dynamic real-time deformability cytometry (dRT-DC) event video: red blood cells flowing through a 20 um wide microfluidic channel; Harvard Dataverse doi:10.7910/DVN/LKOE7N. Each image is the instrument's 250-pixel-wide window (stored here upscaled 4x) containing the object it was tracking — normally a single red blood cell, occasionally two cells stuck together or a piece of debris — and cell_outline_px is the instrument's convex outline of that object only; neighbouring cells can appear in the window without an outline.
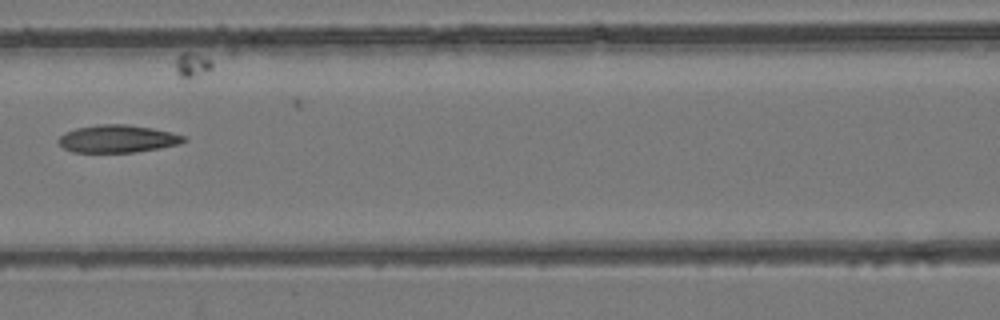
{"species": "common noctule bat (a hibernating species)", "species_latin": "Nyctalus noctula", "temperature_condition": "room temperature", "stored_images_in_passage": 10, "camera_frame_rate_fps": 3000, "um_per_image_px": 0.085, "animal": {"sex": "female", "body_mass_g": 24.6, "forearm_length_mm": 56.2}, "frame": {"image": 1, "passage_image": 7, "time_ms": 2.0, "image_size_px": [1000, 320], "cell_outline_px": [[188, 140], [180, 144], [160, 148], [136, 152], [72, 152], [64, 148], [56, 140], [64, 132], [76, 128], [96, 124], [128, 124], [152, 128], [172, 132], [184, 136]], "centroid_in_image_um": [10.0, 11.79], "position_along_channel_um": 156.6, "area_um2": 20.35}}
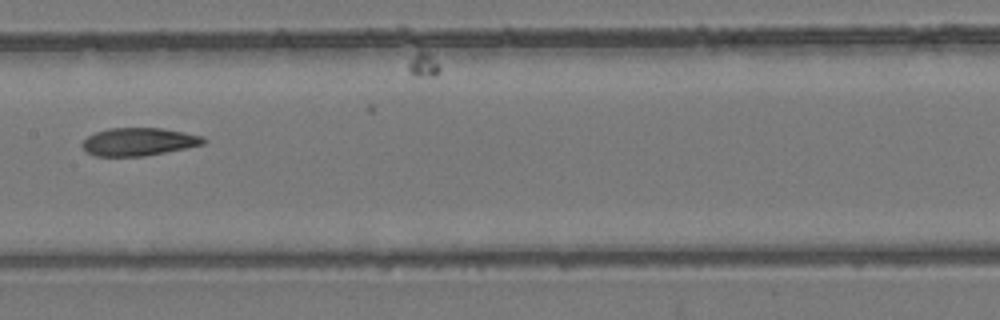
{"frame": {"image": 2, "passage_image": 8, "time_ms": 2.333, "image_size_px": [1000, 320], "cell_outline_px": [[208, 140], [204, 144], [144, 156], [96, 156], [84, 152], [80, 144], [88, 136], [96, 132], [108, 128], [160, 128], [184, 132], [204, 136]], "centroid_in_image_um": [11.76, 12.05], "position_along_channel_um": 195.6, "area_um2": 19.77}}